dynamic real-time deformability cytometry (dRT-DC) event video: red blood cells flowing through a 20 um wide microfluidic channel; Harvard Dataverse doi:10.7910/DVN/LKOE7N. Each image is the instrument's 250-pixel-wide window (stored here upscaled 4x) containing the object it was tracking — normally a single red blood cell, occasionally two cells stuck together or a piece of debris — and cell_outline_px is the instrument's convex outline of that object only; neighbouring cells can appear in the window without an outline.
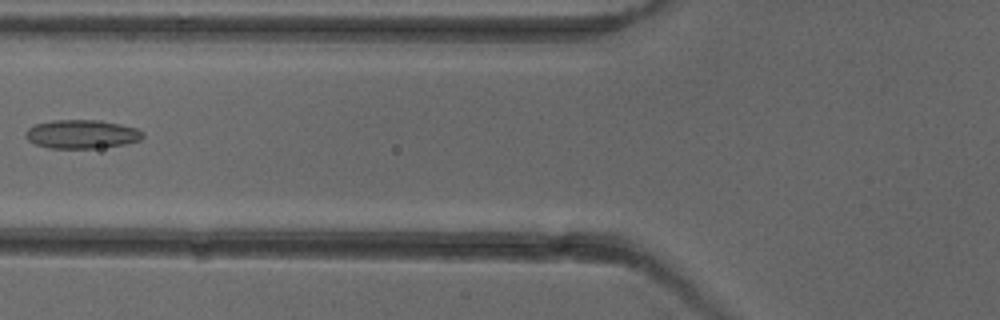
{"species": "common noctule bat (a hibernating species)", "species_latin": "Nyctalus noctula", "temperature_condition": "cold", "stored_images_in_passage": 5, "camera_frame_rate_fps": 3000, "um_per_image_px": 0.085, "animal": {"sex": "female"}, "frame": {"image": 1, "passage_image": 5, "time_ms": 6.0, "image_size_px": [1000, 320], "cell_outline_px": [[144, 136], [140, 140], [124, 144], [100, 148], [48, 148], [36, 144], [28, 140], [24, 132], [28, 128], [36, 124], [52, 120], [100, 120], [120, 124], [136, 128], [144, 132]], "centroid_in_image_um": [6.95, 11.4], "position_along_channel_um": 118.8, "area_um2": 19.65}}